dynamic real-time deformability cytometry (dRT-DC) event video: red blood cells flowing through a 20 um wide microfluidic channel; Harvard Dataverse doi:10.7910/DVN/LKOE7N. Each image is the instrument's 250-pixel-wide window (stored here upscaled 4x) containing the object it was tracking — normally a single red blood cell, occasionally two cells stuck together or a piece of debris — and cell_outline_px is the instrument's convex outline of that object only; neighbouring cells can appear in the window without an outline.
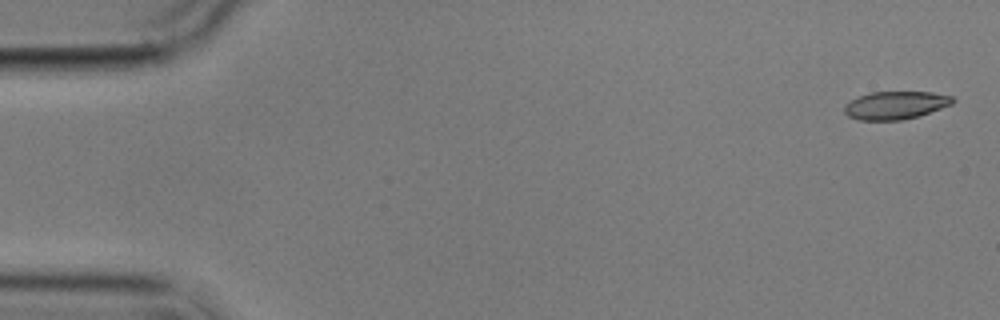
{"species": "common noctule bat (a hibernating species)", "species_latin": "Nyctalus noctula", "temperature_condition": "cold", "stored_images_in_passage": 5, "segment_of_instrument_passage": [2, 2], "camera_frame_rate_fps": 3000, "um_per_image_px": 0.085, "animal": {"sex": "male", "body_mass_g": 17.9}, "frame": {"image": 1, "passage_image": 5, "time_ms": 4.667, "image_size_px": [1000, 320], "cell_outline_px": [[956, 100], [952, 104], [920, 116], [904, 120], [860, 120], [848, 116], [844, 112], [844, 104], [860, 96], [872, 92], [932, 92], [952, 96]], "centroid_in_image_um": [76.14, 8.95], "position_along_channel_um": 8.9, "area_um2": 17.69}}